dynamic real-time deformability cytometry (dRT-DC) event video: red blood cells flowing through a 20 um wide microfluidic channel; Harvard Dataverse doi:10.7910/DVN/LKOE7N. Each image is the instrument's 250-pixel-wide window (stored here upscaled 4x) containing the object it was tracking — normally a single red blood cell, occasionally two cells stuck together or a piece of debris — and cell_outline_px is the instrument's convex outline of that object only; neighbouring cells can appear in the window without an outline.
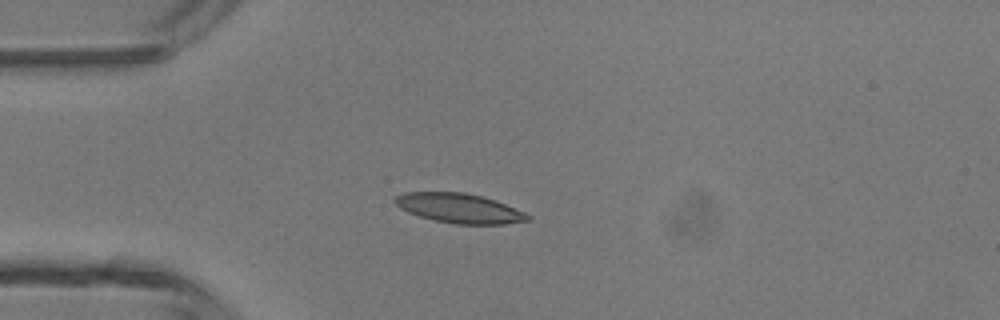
{"species": "common noctule bat (a hibernating species)", "species_latin": "Nyctalus noctula", "temperature_condition": "room temperature", "stored_images_in_passage": 4, "camera_frame_rate_fps": 3000, "um_per_image_px": 0.085, "animal": {"sex": "male", "body_mass_g": 13.3}, "frame": {"image": 1, "passage_image": 3, "time_ms": 2.333, "image_size_px": [1000, 320], "cell_outline_px": [[532, 220], [504, 224], [456, 224], [436, 220], [420, 216], [408, 212], [400, 208], [392, 200], [396, 196], [404, 192], [464, 192], [496, 200], [524, 212], [532, 216]], "centroid_in_image_um": [39.06, 17.7], "position_along_channel_um": 45.9, "area_um2": 22.83}}